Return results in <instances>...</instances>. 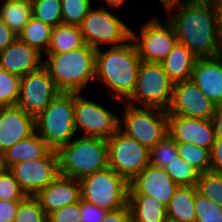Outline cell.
I'll list each match as a JSON object with an SVG mask.
<instances>
[{
	"instance_id": "e575fe53",
	"label": "cell",
	"mask_w": 222,
	"mask_h": 222,
	"mask_svg": "<svg viewBox=\"0 0 222 222\" xmlns=\"http://www.w3.org/2000/svg\"><path fill=\"white\" fill-rule=\"evenodd\" d=\"M21 77L0 68V107L14 106L19 99Z\"/></svg>"
},
{
	"instance_id": "836d02e7",
	"label": "cell",
	"mask_w": 222,
	"mask_h": 222,
	"mask_svg": "<svg viewBox=\"0 0 222 222\" xmlns=\"http://www.w3.org/2000/svg\"><path fill=\"white\" fill-rule=\"evenodd\" d=\"M33 17L56 27L62 24L61 0H38L32 6Z\"/></svg>"
},
{
	"instance_id": "d4e9b609",
	"label": "cell",
	"mask_w": 222,
	"mask_h": 222,
	"mask_svg": "<svg viewBox=\"0 0 222 222\" xmlns=\"http://www.w3.org/2000/svg\"><path fill=\"white\" fill-rule=\"evenodd\" d=\"M196 191V185L177 187L166 208L168 222H195Z\"/></svg>"
},
{
	"instance_id": "484cf974",
	"label": "cell",
	"mask_w": 222,
	"mask_h": 222,
	"mask_svg": "<svg viewBox=\"0 0 222 222\" xmlns=\"http://www.w3.org/2000/svg\"><path fill=\"white\" fill-rule=\"evenodd\" d=\"M85 44L80 27L59 24L52 28L50 42L46 54L68 52Z\"/></svg>"
},
{
	"instance_id": "8d00e7d4",
	"label": "cell",
	"mask_w": 222,
	"mask_h": 222,
	"mask_svg": "<svg viewBox=\"0 0 222 222\" xmlns=\"http://www.w3.org/2000/svg\"><path fill=\"white\" fill-rule=\"evenodd\" d=\"M14 222H48L47 215L34 196H27L18 206Z\"/></svg>"
},
{
	"instance_id": "52a82bcc",
	"label": "cell",
	"mask_w": 222,
	"mask_h": 222,
	"mask_svg": "<svg viewBox=\"0 0 222 222\" xmlns=\"http://www.w3.org/2000/svg\"><path fill=\"white\" fill-rule=\"evenodd\" d=\"M81 199L112 211L128 204L129 182L109 166L79 180Z\"/></svg>"
},
{
	"instance_id": "f6af8a7d",
	"label": "cell",
	"mask_w": 222,
	"mask_h": 222,
	"mask_svg": "<svg viewBox=\"0 0 222 222\" xmlns=\"http://www.w3.org/2000/svg\"><path fill=\"white\" fill-rule=\"evenodd\" d=\"M213 3L215 16H216V27H217V36L222 50V0H211Z\"/></svg>"
},
{
	"instance_id": "ee69618b",
	"label": "cell",
	"mask_w": 222,
	"mask_h": 222,
	"mask_svg": "<svg viewBox=\"0 0 222 222\" xmlns=\"http://www.w3.org/2000/svg\"><path fill=\"white\" fill-rule=\"evenodd\" d=\"M17 38L18 36L0 19V52L5 50Z\"/></svg>"
},
{
	"instance_id": "b9f144b4",
	"label": "cell",
	"mask_w": 222,
	"mask_h": 222,
	"mask_svg": "<svg viewBox=\"0 0 222 222\" xmlns=\"http://www.w3.org/2000/svg\"><path fill=\"white\" fill-rule=\"evenodd\" d=\"M101 222H132V214L129 205L117 210L108 211Z\"/></svg>"
},
{
	"instance_id": "d6a6232c",
	"label": "cell",
	"mask_w": 222,
	"mask_h": 222,
	"mask_svg": "<svg viewBox=\"0 0 222 222\" xmlns=\"http://www.w3.org/2000/svg\"><path fill=\"white\" fill-rule=\"evenodd\" d=\"M197 191L222 207V173H201L196 184Z\"/></svg>"
},
{
	"instance_id": "5b68a950",
	"label": "cell",
	"mask_w": 222,
	"mask_h": 222,
	"mask_svg": "<svg viewBox=\"0 0 222 222\" xmlns=\"http://www.w3.org/2000/svg\"><path fill=\"white\" fill-rule=\"evenodd\" d=\"M74 114V92H61L35 118L36 133L56 151L76 137Z\"/></svg>"
},
{
	"instance_id": "5bb4252c",
	"label": "cell",
	"mask_w": 222,
	"mask_h": 222,
	"mask_svg": "<svg viewBox=\"0 0 222 222\" xmlns=\"http://www.w3.org/2000/svg\"><path fill=\"white\" fill-rule=\"evenodd\" d=\"M27 196H35L46 188L59 174L55 150L44 158L14 164L9 169Z\"/></svg>"
},
{
	"instance_id": "cb8c5ba5",
	"label": "cell",
	"mask_w": 222,
	"mask_h": 222,
	"mask_svg": "<svg viewBox=\"0 0 222 222\" xmlns=\"http://www.w3.org/2000/svg\"><path fill=\"white\" fill-rule=\"evenodd\" d=\"M132 222H168L167 210L154 197L144 194H128Z\"/></svg>"
},
{
	"instance_id": "7a4b0ae2",
	"label": "cell",
	"mask_w": 222,
	"mask_h": 222,
	"mask_svg": "<svg viewBox=\"0 0 222 222\" xmlns=\"http://www.w3.org/2000/svg\"><path fill=\"white\" fill-rule=\"evenodd\" d=\"M108 48L96 49L95 79L106 85L112 102H124L134 90L142 60L132 40Z\"/></svg>"
},
{
	"instance_id": "ac0fdd59",
	"label": "cell",
	"mask_w": 222,
	"mask_h": 222,
	"mask_svg": "<svg viewBox=\"0 0 222 222\" xmlns=\"http://www.w3.org/2000/svg\"><path fill=\"white\" fill-rule=\"evenodd\" d=\"M36 132L35 117L17 105L0 107V153Z\"/></svg>"
},
{
	"instance_id": "7bdbcfd3",
	"label": "cell",
	"mask_w": 222,
	"mask_h": 222,
	"mask_svg": "<svg viewBox=\"0 0 222 222\" xmlns=\"http://www.w3.org/2000/svg\"><path fill=\"white\" fill-rule=\"evenodd\" d=\"M211 171L222 173V138H216L210 150Z\"/></svg>"
},
{
	"instance_id": "f35d334b",
	"label": "cell",
	"mask_w": 222,
	"mask_h": 222,
	"mask_svg": "<svg viewBox=\"0 0 222 222\" xmlns=\"http://www.w3.org/2000/svg\"><path fill=\"white\" fill-rule=\"evenodd\" d=\"M48 222H81V200L53 211L47 216Z\"/></svg>"
},
{
	"instance_id": "d6986e66",
	"label": "cell",
	"mask_w": 222,
	"mask_h": 222,
	"mask_svg": "<svg viewBox=\"0 0 222 222\" xmlns=\"http://www.w3.org/2000/svg\"><path fill=\"white\" fill-rule=\"evenodd\" d=\"M48 216L53 211L81 200L79 180L58 174L43 190L34 196Z\"/></svg>"
},
{
	"instance_id": "7dc6e473",
	"label": "cell",
	"mask_w": 222,
	"mask_h": 222,
	"mask_svg": "<svg viewBox=\"0 0 222 222\" xmlns=\"http://www.w3.org/2000/svg\"><path fill=\"white\" fill-rule=\"evenodd\" d=\"M104 1L106 2V5H108L107 8L108 7L114 8L115 10V8L119 9L126 0H104Z\"/></svg>"
},
{
	"instance_id": "8992f818",
	"label": "cell",
	"mask_w": 222,
	"mask_h": 222,
	"mask_svg": "<svg viewBox=\"0 0 222 222\" xmlns=\"http://www.w3.org/2000/svg\"><path fill=\"white\" fill-rule=\"evenodd\" d=\"M123 104L122 119L119 117L118 129L135 139L149 150L168 135V114L154 107H140Z\"/></svg>"
},
{
	"instance_id": "4fadbf2b",
	"label": "cell",
	"mask_w": 222,
	"mask_h": 222,
	"mask_svg": "<svg viewBox=\"0 0 222 222\" xmlns=\"http://www.w3.org/2000/svg\"><path fill=\"white\" fill-rule=\"evenodd\" d=\"M61 91L56 87L46 68L21 77L17 106L27 114L37 117Z\"/></svg>"
},
{
	"instance_id": "f907efd6",
	"label": "cell",
	"mask_w": 222,
	"mask_h": 222,
	"mask_svg": "<svg viewBox=\"0 0 222 222\" xmlns=\"http://www.w3.org/2000/svg\"><path fill=\"white\" fill-rule=\"evenodd\" d=\"M4 169L2 154L0 153V172Z\"/></svg>"
},
{
	"instance_id": "4316f807",
	"label": "cell",
	"mask_w": 222,
	"mask_h": 222,
	"mask_svg": "<svg viewBox=\"0 0 222 222\" xmlns=\"http://www.w3.org/2000/svg\"><path fill=\"white\" fill-rule=\"evenodd\" d=\"M0 2V19L18 36L33 16L32 7L15 0Z\"/></svg>"
},
{
	"instance_id": "7402d4cb",
	"label": "cell",
	"mask_w": 222,
	"mask_h": 222,
	"mask_svg": "<svg viewBox=\"0 0 222 222\" xmlns=\"http://www.w3.org/2000/svg\"><path fill=\"white\" fill-rule=\"evenodd\" d=\"M52 149L35 132L30 137L21 140L2 153L3 166L10 169L14 164L44 158Z\"/></svg>"
},
{
	"instance_id": "603a6c76",
	"label": "cell",
	"mask_w": 222,
	"mask_h": 222,
	"mask_svg": "<svg viewBox=\"0 0 222 222\" xmlns=\"http://www.w3.org/2000/svg\"><path fill=\"white\" fill-rule=\"evenodd\" d=\"M197 57L185 46L177 42L171 53L161 62L170 80L177 82L190 80Z\"/></svg>"
},
{
	"instance_id": "681fc988",
	"label": "cell",
	"mask_w": 222,
	"mask_h": 222,
	"mask_svg": "<svg viewBox=\"0 0 222 222\" xmlns=\"http://www.w3.org/2000/svg\"><path fill=\"white\" fill-rule=\"evenodd\" d=\"M161 4H162V7L172 3V2H177L179 0H158Z\"/></svg>"
},
{
	"instance_id": "4dcf8cb0",
	"label": "cell",
	"mask_w": 222,
	"mask_h": 222,
	"mask_svg": "<svg viewBox=\"0 0 222 222\" xmlns=\"http://www.w3.org/2000/svg\"><path fill=\"white\" fill-rule=\"evenodd\" d=\"M150 164L165 169L178 157L176 142L166 135L150 149Z\"/></svg>"
},
{
	"instance_id": "1f68e13d",
	"label": "cell",
	"mask_w": 222,
	"mask_h": 222,
	"mask_svg": "<svg viewBox=\"0 0 222 222\" xmlns=\"http://www.w3.org/2000/svg\"><path fill=\"white\" fill-rule=\"evenodd\" d=\"M92 9V0H61L62 24L80 26Z\"/></svg>"
},
{
	"instance_id": "6da1fadb",
	"label": "cell",
	"mask_w": 222,
	"mask_h": 222,
	"mask_svg": "<svg viewBox=\"0 0 222 222\" xmlns=\"http://www.w3.org/2000/svg\"><path fill=\"white\" fill-rule=\"evenodd\" d=\"M177 42L197 58L222 55L217 36L216 16L211 0H179L164 6Z\"/></svg>"
},
{
	"instance_id": "60d3db41",
	"label": "cell",
	"mask_w": 222,
	"mask_h": 222,
	"mask_svg": "<svg viewBox=\"0 0 222 222\" xmlns=\"http://www.w3.org/2000/svg\"><path fill=\"white\" fill-rule=\"evenodd\" d=\"M20 202L0 200V222H14Z\"/></svg>"
},
{
	"instance_id": "bcb514c9",
	"label": "cell",
	"mask_w": 222,
	"mask_h": 222,
	"mask_svg": "<svg viewBox=\"0 0 222 222\" xmlns=\"http://www.w3.org/2000/svg\"><path fill=\"white\" fill-rule=\"evenodd\" d=\"M211 120L214 126L215 138H222V106H217Z\"/></svg>"
},
{
	"instance_id": "8fae6325",
	"label": "cell",
	"mask_w": 222,
	"mask_h": 222,
	"mask_svg": "<svg viewBox=\"0 0 222 222\" xmlns=\"http://www.w3.org/2000/svg\"><path fill=\"white\" fill-rule=\"evenodd\" d=\"M108 166L130 182L150 164V150L119 129L107 139Z\"/></svg>"
},
{
	"instance_id": "c3c4849f",
	"label": "cell",
	"mask_w": 222,
	"mask_h": 222,
	"mask_svg": "<svg viewBox=\"0 0 222 222\" xmlns=\"http://www.w3.org/2000/svg\"><path fill=\"white\" fill-rule=\"evenodd\" d=\"M15 1L32 7L38 0H15Z\"/></svg>"
},
{
	"instance_id": "9a60e30c",
	"label": "cell",
	"mask_w": 222,
	"mask_h": 222,
	"mask_svg": "<svg viewBox=\"0 0 222 222\" xmlns=\"http://www.w3.org/2000/svg\"><path fill=\"white\" fill-rule=\"evenodd\" d=\"M216 108L193 81L185 80L174 84L172 100L166 112L168 116L211 119Z\"/></svg>"
},
{
	"instance_id": "277c9868",
	"label": "cell",
	"mask_w": 222,
	"mask_h": 222,
	"mask_svg": "<svg viewBox=\"0 0 222 222\" xmlns=\"http://www.w3.org/2000/svg\"><path fill=\"white\" fill-rule=\"evenodd\" d=\"M58 171L76 180L108 167L107 139L80 136L56 150Z\"/></svg>"
},
{
	"instance_id": "83f0119b",
	"label": "cell",
	"mask_w": 222,
	"mask_h": 222,
	"mask_svg": "<svg viewBox=\"0 0 222 222\" xmlns=\"http://www.w3.org/2000/svg\"><path fill=\"white\" fill-rule=\"evenodd\" d=\"M52 28L50 25L32 16L22 32L18 35V38L45 56L50 42Z\"/></svg>"
},
{
	"instance_id": "ba28073f",
	"label": "cell",
	"mask_w": 222,
	"mask_h": 222,
	"mask_svg": "<svg viewBox=\"0 0 222 222\" xmlns=\"http://www.w3.org/2000/svg\"><path fill=\"white\" fill-rule=\"evenodd\" d=\"M173 86L161 63L141 61L134 90L124 102L167 111L172 100Z\"/></svg>"
},
{
	"instance_id": "f1b7e54d",
	"label": "cell",
	"mask_w": 222,
	"mask_h": 222,
	"mask_svg": "<svg viewBox=\"0 0 222 222\" xmlns=\"http://www.w3.org/2000/svg\"><path fill=\"white\" fill-rule=\"evenodd\" d=\"M178 156L193 165L201 174L211 171L210 150L190 143L176 142Z\"/></svg>"
},
{
	"instance_id": "e0dca14e",
	"label": "cell",
	"mask_w": 222,
	"mask_h": 222,
	"mask_svg": "<svg viewBox=\"0 0 222 222\" xmlns=\"http://www.w3.org/2000/svg\"><path fill=\"white\" fill-rule=\"evenodd\" d=\"M168 135L175 141L211 150L215 142L211 119L168 116Z\"/></svg>"
},
{
	"instance_id": "ab89813d",
	"label": "cell",
	"mask_w": 222,
	"mask_h": 222,
	"mask_svg": "<svg viewBox=\"0 0 222 222\" xmlns=\"http://www.w3.org/2000/svg\"><path fill=\"white\" fill-rule=\"evenodd\" d=\"M107 210L81 199V222H101Z\"/></svg>"
},
{
	"instance_id": "ffe728a7",
	"label": "cell",
	"mask_w": 222,
	"mask_h": 222,
	"mask_svg": "<svg viewBox=\"0 0 222 222\" xmlns=\"http://www.w3.org/2000/svg\"><path fill=\"white\" fill-rule=\"evenodd\" d=\"M41 53L19 38L0 52V68L10 74L22 77L43 65Z\"/></svg>"
},
{
	"instance_id": "9c48e42d",
	"label": "cell",
	"mask_w": 222,
	"mask_h": 222,
	"mask_svg": "<svg viewBox=\"0 0 222 222\" xmlns=\"http://www.w3.org/2000/svg\"><path fill=\"white\" fill-rule=\"evenodd\" d=\"M116 15L103 6L92 7L79 26L84 42L99 49L100 45L118 47L130 41L132 29Z\"/></svg>"
},
{
	"instance_id": "30bf717a",
	"label": "cell",
	"mask_w": 222,
	"mask_h": 222,
	"mask_svg": "<svg viewBox=\"0 0 222 222\" xmlns=\"http://www.w3.org/2000/svg\"><path fill=\"white\" fill-rule=\"evenodd\" d=\"M139 29L138 34L131 30V40L142 61L161 63L177 44L175 30L168 20L161 22L155 16Z\"/></svg>"
},
{
	"instance_id": "7c38bea8",
	"label": "cell",
	"mask_w": 222,
	"mask_h": 222,
	"mask_svg": "<svg viewBox=\"0 0 222 222\" xmlns=\"http://www.w3.org/2000/svg\"><path fill=\"white\" fill-rule=\"evenodd\" d=\"M74 110L75 130L83 131L81 136L108 139L118 130V114L83 97L81 92H74Z\"/></svg>"
},
{
	"instance_id": "3957f363",
	"label": "cell",
	"mask_w": 222,
	"mask_h": 222,
	"mask_svg": "<svg viewBox=\"0 0 222 222\" xmlns=\"http://www.w3.org/2000/svg\"><path fill=\"white\" fill-rule=\"evenodd\" d=\"M43 66L61 92H84L95 79L96 49L86 43L59 54H46Z\"/></svg>"
},
{
	"instance_id": "d590c367",
	"label": "cell",
	"mask_w": 222,
	"mask_h": 222,
	"mask_svg": "<svg viewBox=\"0 0 222 222\" xmlns=\"http://www.w3.org/2000/svg\"><path fill=\"white\" fill-rule=\"evenodd\" d=\"M195 222H222V207L196 191Z\"/></svg>"
},
{
	"instance_id": "f546056e",
	"label": "cell",
	"mask_w": 222,
	"mask_h": 222,
	"mask_svg": "<svg viewBox=\"0 0 222 222\" xmlns=\"http://www.w3.org/2000/svg\"><path fill=\"white\" fill-rule=\"evenodd\" d=\"M165 170L177 186H195L200 177L196 168L179 156Z\"/></svg>"
},
{
	"instance_id": "44dd1931",
	"label": "cell",
	"mask_w": 222,
	"mask_h": 222,
	"mask_svg": "<svg viewBox=\"0 0 222 222\" xmlns=\"http://www.w3.org/2000/svg\"><path fill=\"white\" fill-rule=\"evenodd\" d=\"M190 80L216 106H222V55L197 58Z\"/></svg>"
},
{
	"instance_id": "74e56055",
	"label": "cell",
	"mask_w": 222,
	"mask_h": 222,
	"mask_svg": "<svg viewBox=\"0 0 222 222\" xmlns=\"http://www.w3.org/2000/svg\"><path fill=\"white\" fill-rule=\"evenodd\" d=\"M27 195L9 169L0 172V200L22 201Z\"/></svg>"
},
{
	"instance_id": "2e32d148",
	"label": "cell",
	"mask_w": 222,
	"mask_h": 222,
	"mask_svg": "<svg viewBox=\"0 0 222 222\" xmlns=\"http://www.w3.org/2000/svg\"><path fill=\"white\" fill-rule=\"evenodd\" d=\"M177 187L165 169L149 164L129 182L128 194L149 195L167 208Z\"/></svg>"
}]
</instances>
